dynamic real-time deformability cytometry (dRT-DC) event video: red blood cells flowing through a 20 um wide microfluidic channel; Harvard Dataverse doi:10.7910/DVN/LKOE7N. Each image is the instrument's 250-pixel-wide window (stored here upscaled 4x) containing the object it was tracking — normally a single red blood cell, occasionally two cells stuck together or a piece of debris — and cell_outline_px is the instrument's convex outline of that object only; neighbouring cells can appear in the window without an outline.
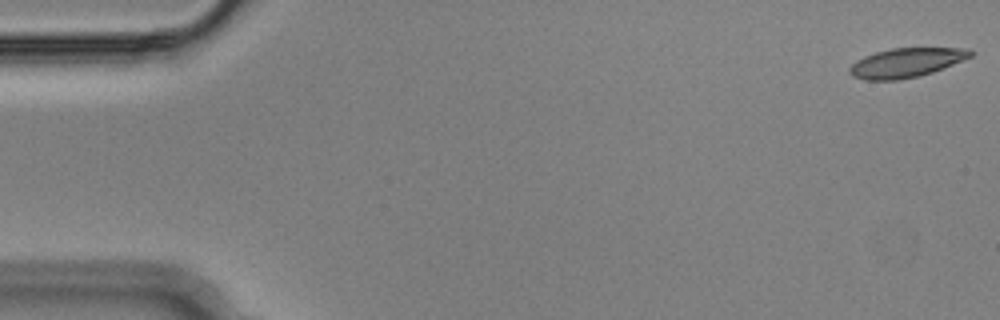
{"species": "Egyptian fruit bat (a non-hibernating species)", "species_latin": "Rousettus aegyptiacus", "temperature_condition": "cold", "stored_images_in_passage": 10, "camera_frame_rate_fps": 3000, "um_per_image_px": 0.085, "animal": {"sex": "male"}, "frame": {"image": 1, "passage_image": 1, "time_ms": 0.0, "image_size_px": [1000, 320], "cell_outline_px": [[976, 52], [972, 56], [932, 72], [920, 76], [900, 80], [864, 80], [852, 76], [848, 72], [848, 68], [856, 60], [864, 56], [876, 52], [892, 48], [968, 48]], "centroid_in_image_um": [77.0, 5.33], "position_along_channel_um": 8.0, "area_um2": 20.69}}